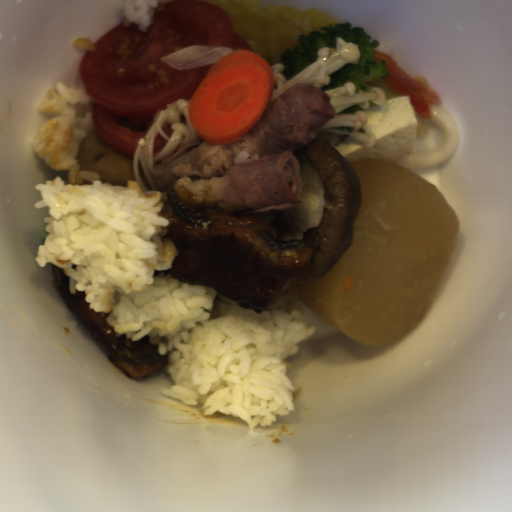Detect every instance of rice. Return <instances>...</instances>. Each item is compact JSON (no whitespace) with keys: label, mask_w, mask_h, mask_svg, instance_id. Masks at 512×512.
<instances>
[{"label":"rice","mask_w":512,"mask_h":512,"mask_svg":"<svg viewBox=\"0 0 512 512\" xmlns=\"http://www.w3.org/2000/svg\"><path fill=\"white\" fill-rule=\"evenodd\" d=\"M46 94L36 111L51 117L29 144L42 162L67 173L34 187L42 197L34 207L49 214L39 267L62 269L69 293H84L88 308L107 313L118 338L137 343L148 336L157 345L174 382L162 395L201 405L203 416L237 417L251 431L294 411L288 359L316 326L300 309L257 313L217 299L212 286L172 275L179 251L161 214L166 192L142 190L130 179L105 183L81 168L80 144L95 126L88 92L59 81Z\"/></svg>","instance_id":"obj_1"},{"label":"rice","mask_w":512,"mask_h":512,"mask_svg":"<svg viewBox=\"0 0 512 512\" xmlns=\"http://www.w3.org/2000/svg\"><path fill=\"white\" fill-rule=\"evenodd\" d=\"M173 0H126L123 2L121 19L124 26L137 23L140 32L146 33L155 14L160 13L166 4Z\"/></svg>","instance_id":"obj_2"}]
</instances>
